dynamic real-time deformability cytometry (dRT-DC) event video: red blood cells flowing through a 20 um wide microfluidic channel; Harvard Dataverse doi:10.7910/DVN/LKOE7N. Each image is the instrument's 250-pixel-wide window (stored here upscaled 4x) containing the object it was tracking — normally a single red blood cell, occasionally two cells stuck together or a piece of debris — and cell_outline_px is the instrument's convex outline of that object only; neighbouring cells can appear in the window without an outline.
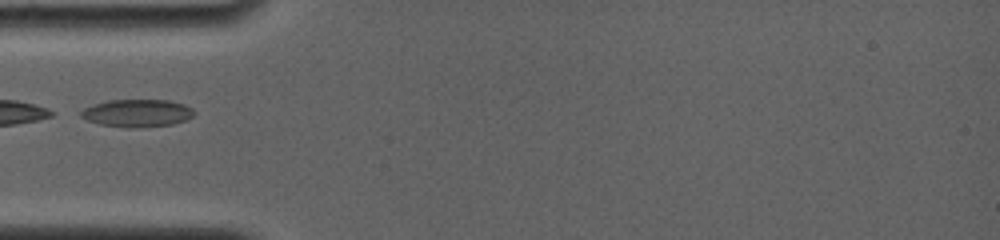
{"species": "common noctule bat (a hibernating species)", "species_latin": "Nyctalus noctula", "temperature_condition": "room temperature", "stored_images_in_passage": 9, "camera_frame_rate_fps": 4000, "um_per_image_px": 0.085, "animal": {"sex": "female", "body_mass_g": 19.0, "forearm_length_mm": 56.7}, "frame": {"image": 1, "passage_image": 1, "time_ms": 0.0, "image_size_px": [1000, 240], "cell_outline_px": [[196, 112], [192, 116], [184, 120], [172, 124], [128, 128], [100, 124], [88, 120], [80, 116], [80, 112], [84, 108], [108, 100], [168, 100], [184, 104], [192, 108]], "centroid_in_image_um": [11.66, 9.61], "position_along_channel_um": 73.3, "area_um2": 17.98}}
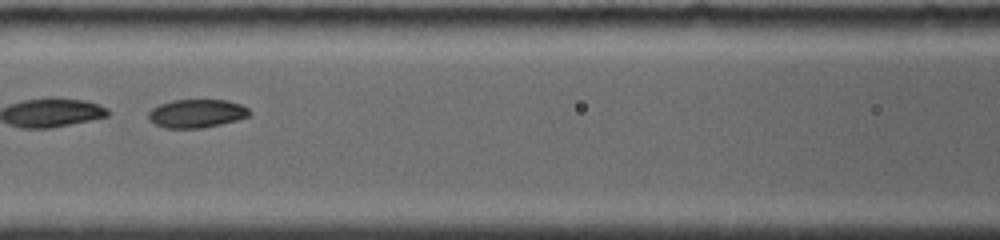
{"frame": {"image": 2, "passage_image": 7, "time_ms": 2.0, "image_size_px": [1000, 240], "cell_outline_px": [[252, 112], [248, 116], [236, 120], [204, 128], [164, 128], [148, 120], [148, 112], [152, 108], [160, 104], [172, 100], [228, 100], [240, 104], [248, 108]], "centroid_in_image_um": [16.7, 9.64], "position_along_channel_um": 149.9, "area_um2": 16.76}}